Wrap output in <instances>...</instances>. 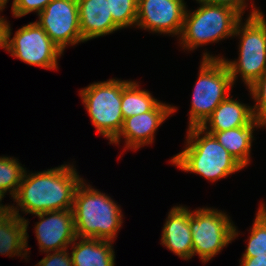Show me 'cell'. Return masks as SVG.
I'll return each mask as SVG.
<instances>
[{
    "label": "cell",
    "mask_w": 266,
    "mask_h": 266,
    "mask_svg": "<svg viewBox=\"0 0 266 266\" xmlns=\"http://www.w3.org/2000/svg\"><path fill=\"white\" fill-rule=\"evenodd\" d=\"M27 173L25 168L18 191L13 197L17 206H10L14 214L24 219L19 214V209L24 214L35 215L73 208L75 191L83 180L73 164Z\"/></svg>",
    "instance_id": "1"
},
{
    "label": "cell",
    "mask_w": 266,
    "mask_h": 266,
    "mask_svg": "<svg viewBox=\"0 0 266 266\" xmlns=\"http://www.w3.org/2000/svg\"><path fill=\"white\" fill-rule=\"evenodd\" d=\"M186 147L170 162L185 172L216 182L244 167L217 141L213 134L200 126L187 129Z\"/></svg>",
    "instance_id": "2"
},
{
    "label": "cell",
    "mask_w": 266,
    "mask_h": 266,
    "mask_svg": "<svg viewBox=\"0 0 266 266\" xmlns=\"http://www.w3.org/2000/svg\"><path fill=\"white\" fill-rule=\"evenodd\" d=\"M120 208L110 196L82 180L75 191L72 208L76 237L114 242L123 223Z\"/></svg>",
    "instance_id": "3"
},
{
    "label": "cell",
    "mask_w": 266,
    "mask_h": 266,
    "mask_svg": "<svg viewBox=\"0 0 266 266\" xmlns=\"http://www.w3.org/2000/svg\"><path fill=\"white\" fill-rule=\"evenodd\" d=\"M247 20L243 19L237 24L235 36L240 37L239 56L237 60H228L223 56H213L210 53H203V58H223L229 68L233 85L237 76L241 75V80L247 88L252 86L266 70V19L254 3L251 4Z\"/></svg>",
    "instance_id": "4"
},
{
    "label": "cell",
    "mask_w": 266,
    "mask_h": 266,
    "mask_svg": "<svg viewBox=\"0 0 266 266\" xmlns=\"http://www.w3.org/2000/svg\"><path fill=\"white\" fill-rule=\"evenodd\" d=\"M200 7L193 12L187 10L179 36L183 49L193 51L208 43H216L234 37L242 16L233 9L196 0Z\"/></svg>",
    "instance_id": "5"
},
{
    "label": "cell",
    "mask_w": 266,
    "mask_h": 266,
    "mask_svg": "<svg viewBox=\"0 0 266 266\" xmlns=\"http://www.w3.org/2000/svg\"><path fill=\"white\" fill-rule=\"evenodd\" d=\"M130 80L109 79L94 82L81 89L79 95L97 132L111 143L122 129V89Z\"/></svg>",
    "instance_id": "6"
},
{
    "label": "cell",
    "mask_w": 266,
    "mask_h": 266,
    "mask_svg": "<svg viewBox=\"0 0 266 266\" xmlns=\"http://www.w3.org/2000/svg\"><path fill=\"white\" fill-rule=\"evenodd\" d=\"M232 88V77L223 58H202L192 95L188 128L201 126L230 95Z\"/></svg>",
    "instance_id": "7"
},
{
    "label": "cell",
    "mask_w": 266,
    "mask_h": 266,
    "mask_svg": "<svg viewBox=\"0 0 266 266\" xmlns=\"http://www.w3.org/2000/svg\"><path fill=\"white\" fill-rule=\"evenodd\" d=\"M189 225L193 256L197 254L204 264L226 248L239 234L228 214L211 207L189 210Z\"/></svg>",
    "instance_id": "8"
},
{
    "label": "cell",
    "mask_w": 266,
    "mask_h": 266,
    "mask_svg": "<svg viewBox=\"0 0 266 266\" xmlns=\"http://www.w3.org/2000/svg\"><path fill=\"white\" fill-rule=\"evenodd\" d=\"M10 23L7 26L6 51L11 56L44 69H58V58L63 51L49 38L35 21L19 28L11 38Z\"/></svg>",
    "instance_id": "9"
},
{
    "label": "cell",
    "mask_w": 266,
    "mask_h": 266,
    "mask_svg": "<svg viewBox=\"0 0 266 266\" xmlns=\"http://www.w3.org/2000/svg\"><path fill=\"white\" fill-rule=\"evenodd\" d=\"M38 18L36 22L63 52L68 45L84 42L77 0H51Z\"/></svg>",
    "instance_id": "10"
},
{
    "label": "cell",
    "mask_w": 266,
    "mask_h": 266,
    "mask_svg": "<svg viewBox=\"0 0 266 266\" xmlns=\"http://www.w3.org/2000/svg\"><path fill=\"white\" fill-rule=\"evenodd\" d=\"M184 0H138L136 27L179 37L186 11Z\"/></svg>",
    "instance_id": "11"
},
{
    "label": "cell",
    "mask_w": 266,
    "mask_h": 266,
    "mask_svg": "<svg viewBox=\"0 0 266 266\" xmlns=\"http://www.w3.org/2000/svg\"><path fill=\"white\" fill-rule=\"evenodd\" d=\"M177 109V107L166 105L160 101L149 112L125 118L118 136L109 144H119L121 137L125 139V149L130 150H137L142 146L154 143L158 127Z\"/></svg>",
    "instance_id": "12"
},
{
    "label": "cell",
    "mask_w": 266,
    "mask_h": 266,
    "mask_svg": "<svg viewBox=\"0 0 266 266\" xmlns=\"http://www.w3.org/2000/svg\"><path fill=\"white\" fill-rule=\"evenodd\" d=\"M35 216L39 218L34 228L40 251L64 250L76 239L72 209L46 211Z\"/></svg>",
    "instance_id": "13"
},
{
    "label": "cell",
    "mask_w": 266,
    "mask_h": 266,
    "mask_svg": "<svg viewBox=\"0 0 266 266\" xmlns=\"http://www.w3.org/2000/svg\"><path fill=\"white\" fill-rule=\"evenodd\" d=\"M161 244L183 260H189L193 257L188 207L173 206L168 212L162 229Z\"/></svg>",
    "instance_id": "14"
},
{
    "label": "cell",
    "mask_w": 266,
    "mask_h": 266,
    "mask_svg": "<svg viewBox=\"0 0 266 266\" xmlns=\"http://www.w3.org/2000/svg\"><path fill=\"white\" fill-rule=\"evenodd\" d=\"M83 41L121 30L113 21L107 0H77Z\"/></svg>",
    "instance_id": "15"
},
{
    "label": "cell",
    "mask_w": 266,
    "mask_h": 266,
    "mask_svg": "<svg viewBox=\"0 0 266 266\" xmlns=\"http://www.w3.org/2000/svg\"><path fill=\"white\" fill-rule=\"evenodd\" d=\"M223 100L200 126L207 132H221L236 127L247 126L254 119L253 106L232 99Z\"/></svg>",
    "instance_id": "16"
},
{
    "label": "cell",
    "mask_w": 266,
    "mask_h": 266,
    "mask_svg": "<svg viewBox=\"0 0 266 266\" xmlns=\"http://www.w3.org/2000/svg\"><path fill=\"white\" fill-rule=\"evenodd\" d=\"M28 219L14 214L11 209L0 213V254L9 257L28 255ZM24 251V252H23Z\"/></svg>",
    "instance_id": "17"
},
{
    "label": "cell",
    "mask_w": 266,
    "mask_h": 266,
    "mask_svg": "<svg viewBox=\"0 0 266 266\" xmlns=\"http://www.w3.org/2000/svg\"><path fill=\"white\" fill-rule=\"evenodd\" d=\"M78 239L79 242H76ZM112 243L110 240L76 237L70 253L73 266H114L115 252Z\"/></svg>",
    "instance_id": "18"
},
{
    "label": "cell",
    "mask_w": 266,
    "mask_h": 266,
    "mask_svg": "<svg viewBox=\"0 0 266 266\" xmlns=\"http://www.w3.org/2000/svg\"><path fill=\"white\" fill-rule=\"evenodd\" d=\"M264 126L254 119L249 125L232 128L213 134L217 141L243 166L250 163L254 128Z\"/></svg>",
    "instance_id": "19"
},
{
    "label": "cell",
    "mask_w": 266,
    "mask_h": 266,
    "mask_svg": "<svg viewBox=\"0 0 266 266\" xmlns=\"http://www.w3.org/2000/svg\"><path fill=\"white\" fill-rule=\"evenodd\" d=\"M138 82L130 81L122 89L121 111L123 118L151 111L160 101L147 90L139 88Z\"/></svg>",
    "instance_id": "20"
},
{
    "label": "cell",
    "mask_w": 266,
    "mask_h": 266,
    "mask_svg": "<svg viewBox=\"0 0 266 266\" xmlns=\"http://www.w3.org/2000/svg\"><path fill=\"white\" fill-rule=\"evenodd\" d=\"M247 248L242 257L266 256V204L258 208L248 237Z\"/></svg>",
    "instance_id": "21"
},
{
    "label": "cell",
    "mask_w": 266,
    "mask_h": 266,
    "mask_svg": "<svg viewBox=\"0 0 266 266\" xmlns=\"http://www.w3.org/2000/svg\"><path fill=\"white\" fill-rule=\"evenodd\" d=\"M25 169L15 157L0 156V193L4 196L9 191L14 197L18 191Z\"/></svg>",
    "instance_id": "22"
},
{
    "label": "cell",
    "mask_w": 266,
    "mask_h": 266,
    "mask_svg": "<svg viewBox=\"0 0 266 266\" xmlns=\"http://www.w3.org/2000/svg\"><path fill=\"white\" fill-rule=\"evenodd\" d=\"M114 23L120 28L136 26L138 0H107Z\"/></svg>",
    "instance_id": "23"
},
{
    "label": "cell",
    "mask_w": 266,
    "mask_h": 266,
    "mask_svg": "<svg viewBox=\"0 0 266 266\" xmlns=\"http://www.w3.org/2000/svg\"><path fill=\"white\" fill-rule=\"evenodd\" d=\"M252 99L256 102L253 106L255 119L266 128V70L262 76L249 88Z\"/></svg>",
    "instance_id": "24"
},
{
    "label": "cell",
    "mask_w": 266,
    "mask_h": 266,
    "mask_svg": "<svg viewBox=\"0 0 266 266\" xmlns=\"http://www.w3.org/2000/svg\"><path fill=\"white\" fill-rule=\"evenodd\" d=\"M50 1L51 0H14L11 11L14 18L23 17L31 12H35L38 15Z\"/></svg>",
    "instance_id": "25"
},
{
    "label": "cell",
    "mask_w": 266,
    "mask_h": 266,
    "mask_svg": "<svg viewBox=\"0 0 266 266\" xmlns=\"http://www.w3.org/2000/svg\"><path fill=\"white\" fill-rule=\"evenodd\" d=\"M68 249L54 251V253H46L35 266H73L71 255Z\"/></svg>",
    "instance_id": "26"
},
{
    "label": "cell",
    "mask_w": 266,
    "mask_h": 266,
    "mask_svg": "<svg viewBox=\"0 0 266 266\" xmlns=\"http://www.w3.org/2000/svg\"><path fill=\"white\" fill-rule=\"evenodd\" d=\"M198 1L229 7L234 11L238 12L241 16H243L245 12L244 10H246L245 8L247 7L248 4L245 2L246 0H198Z\"/></svg>",
    "instance_id": "27"
},
{
    "label": "cell",
    "mask_w": 266,
    "mask_h": 266,
    "mask_svg": "<svg viewBox=\"0 0 266 266\" xmlns=\"http://www.w3.org/2000/svg\"><path fill=\"white\" fill-rule=\"evenodd\" d=\"M240 266H266V256L242 257Z\"/></svg>",
    "instance_id": "28"
},
{
    "label": "cell",
    "mask_w": 266,
    "mask_h": 266,
    "mask_svg": "<svg viewBox=\"0 0 266 266\" xmlns=\"http://www.w3.org/2000/svg\"><path fill=\"white\" fill-rule=\"evenodd\" d=\"M8 21L3 16H0V48L6 50V39H7V26Z\"/></svg>",
    "instance_id": "29"
},
{
    "label": "cell",
    "mask_w": 266,
    "mask_h": 266,
    "mask_svg": "<svg viewBox=\"0 0 266 266\" xmlns=\"http://www.w3.org/2000/svg\"><path fill=\"white\" fill-rule=\"evenodd\" d=\"M3 197H4V195L0 193V213H3V212H5V211L10 209V205H2L1 204V201H2Z\"/></svg>",
    "instance_id": "30"
},
{
    "label": "cell",
    "mask_w": 266,
    "mask_h": 266,
    "mask_svg": "<svg viewBox=\"0 0 266 266\" xmlns=\"http://www.w3.org/2000/svg\"><path fill=\"white\" fill-rule=\"evenodd\" d=\"M9 0H0V13L3 11ZM14 3V0H13Z\"/></svg>",
    "instance_id": "31"
}]
</instances>
